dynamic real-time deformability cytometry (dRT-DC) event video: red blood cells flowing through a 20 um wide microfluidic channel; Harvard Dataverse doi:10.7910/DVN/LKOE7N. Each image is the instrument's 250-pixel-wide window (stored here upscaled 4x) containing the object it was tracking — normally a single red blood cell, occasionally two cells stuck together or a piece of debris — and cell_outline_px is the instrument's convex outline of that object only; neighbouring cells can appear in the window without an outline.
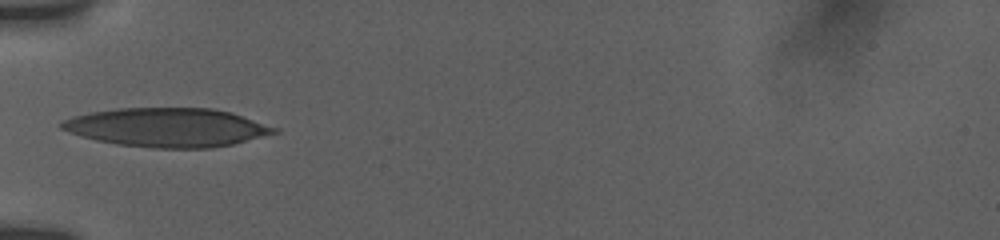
{"species": "human", "species_latin": "Homo sapiens", "temperature_condition": "room temperature", "stored_images_in_passage": 11, "camera_frame_rate_fps": 3000, "um_per_image_px": 0.085, "donor": {"sex": "female"}, "frame": {"image": 1, "passage_image": 10, "time_ms": 6.0, "image_size_px": [1000, 240], "cell_outline_px": [[280, 132], [232, 144], [212, 148], [152, 148], [116, 144], [96, 140], [80, 136], [68, 132], [60, 128], [60, 124], [64, 120], [72, 116], [92, 112], [116, 108], [212, 108], [232, 112], [280, 128]], "centroid_in_image_um": [14.24, 10.83], "position_along_channel_um": 70.8, "area_um2": 48.38}}